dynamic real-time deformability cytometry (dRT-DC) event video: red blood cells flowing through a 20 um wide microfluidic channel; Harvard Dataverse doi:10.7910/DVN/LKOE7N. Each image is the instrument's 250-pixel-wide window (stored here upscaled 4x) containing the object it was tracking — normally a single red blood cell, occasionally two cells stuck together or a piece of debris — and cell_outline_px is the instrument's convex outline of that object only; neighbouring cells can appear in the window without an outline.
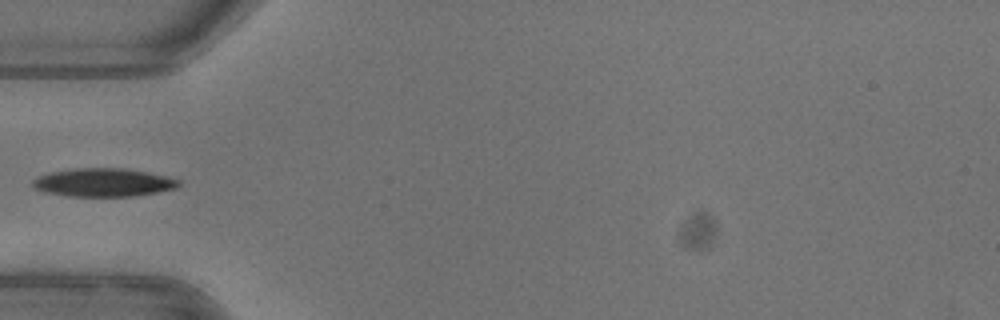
{"species": "common noctule bat (a hibernating species)", "species_latin": "Nyctalus noctula", "temperature_condition": "warm", "stored_images_in_passage": 36, "camera_frame_rate_fps": 3000, "um_per_image_px": 0.085, "animal": {"sex": "female"}, "frame": {"image": 1, "passage_image": 1, "time_ms": 0.0, "image_size_px": [1000, 320], "cell_outline_px": [[180, 184], [176, 188], [136, 196], [68, 196], [44, 192], [32, 188], [32, 180], [36, 176], [52, 172], [76, 168], [124, 168], [148, 172], [168, 176], [180, 180]], "centroid_in_image_um": [8.77, 15.51], "position_along_channel_um": 76.2, "area_um2": 24.22}}